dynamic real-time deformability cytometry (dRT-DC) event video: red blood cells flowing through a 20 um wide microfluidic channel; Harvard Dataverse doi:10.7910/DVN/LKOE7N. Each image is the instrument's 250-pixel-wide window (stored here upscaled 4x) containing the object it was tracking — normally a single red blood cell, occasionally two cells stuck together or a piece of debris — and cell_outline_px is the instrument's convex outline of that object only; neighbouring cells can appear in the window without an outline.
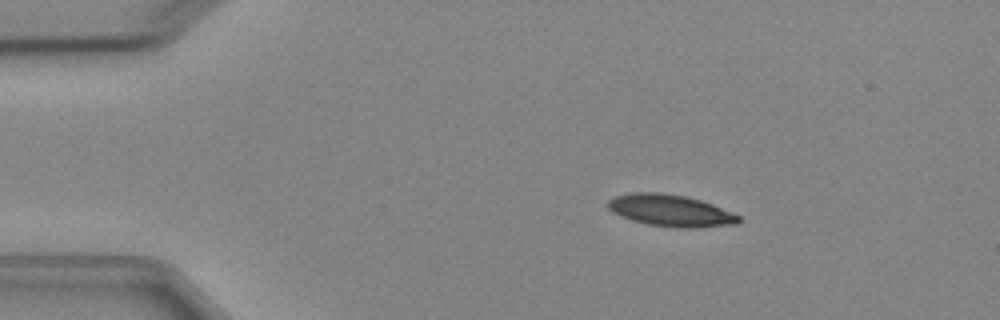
{"species": "Egyptian fruit bat (a non-hibernating species)", "species_latin": "Rousettus aegyptiacus", "temperature_condition": "cold", "stored_images_in_passage": 3, "camera_frame_rate_fps": 3000, "um_per_image_px": 0.085, "animal": {"sex": "female"}, "frame": {"image": 1, "passage_image": 2, "time_ms": 1.333, "image_size_px": [1000, 320], "cell_outline_px": [[740, 220], [736, 224], [692, 228], [680, 228], [648, 224], [632, 220], [620, 216], [612, 212], [608, 208], [608, 200], [616, 196], [632, 192], [660, 192], [688, 196], [712, 204], [740, 216]], "centroid_in_image_um": [56.98, 17.89], "position_along_channel_um": 28.0, "area_um2": 24.16}}